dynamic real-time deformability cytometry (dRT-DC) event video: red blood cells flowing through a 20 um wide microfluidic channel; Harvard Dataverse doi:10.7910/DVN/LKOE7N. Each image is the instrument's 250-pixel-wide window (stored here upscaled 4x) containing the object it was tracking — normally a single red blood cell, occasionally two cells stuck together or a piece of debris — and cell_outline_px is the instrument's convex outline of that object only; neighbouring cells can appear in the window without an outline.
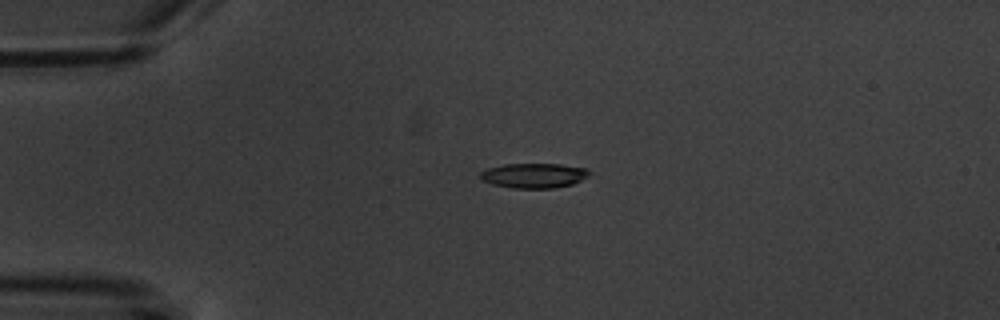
{"species": "common noctule bat (a hibernating species)", "species_latin": "Nyctalus noctula", "temperature_condition": "warm", "stored_images_in_passage": 5, "camera_frame_rate_fps": 3000, "um_per_image_px": 0.085, "animal": {"sex": "male", "body_mass_g": 20.1, "forearm_length_mm": 53.5}, "frame": {"image": 1, "passage_image": 4, "time_ms": 4.667, "image_size_px": [1000, 320], "cell_outline_px": [[588, 172], [580, 180], [572, 184], [556, 188], [512, 188], [492, 184], [480, 180], [480, 172], [488, 168], [504, 164], [560, 164], [588, 168]], "centroid_in_image_um": [45.32, 14.92], "position_along_channel_um": 39.7, "area_um2": 15.66}}